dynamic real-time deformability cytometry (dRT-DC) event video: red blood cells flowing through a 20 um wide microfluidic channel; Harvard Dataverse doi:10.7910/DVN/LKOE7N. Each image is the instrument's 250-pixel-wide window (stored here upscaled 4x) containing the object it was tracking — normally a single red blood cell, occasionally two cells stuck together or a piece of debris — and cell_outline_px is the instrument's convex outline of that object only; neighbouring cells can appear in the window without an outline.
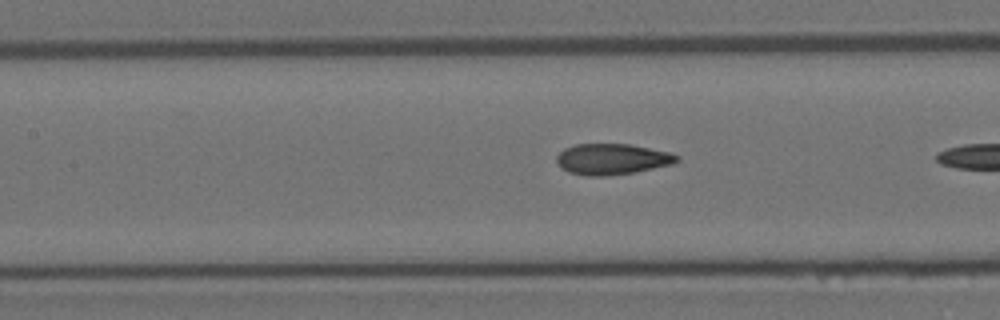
{"species": "Egyptian fruit bat (a non-hibernating species)", "species_latin": "Rousettus aegyptiacus", "temperature_condition": "room temperature", "stored_images_in_passage": 7, "camera_frame_rate_fps": 3000, "um_per_image_px": 0.085, "animal": {"sex": "female"}, "frame": {"image": 1, "passage_image": 7, "time_ms": 2.0, "image_size_px": [1000, 320], "cell_outline_px": [[680, 160], [672, 164], [632, 172], [604, 176], [588, 176], [568, 172], [560, 168], [556, 160], [556, 156], [564, 148], [576, 144], [632, 144], [668, 152], [680, 156]], "centroid_in_image_um": [52.0, 13.52], "position_along_channel_um": 155.4, "area_um2": 21.62}}